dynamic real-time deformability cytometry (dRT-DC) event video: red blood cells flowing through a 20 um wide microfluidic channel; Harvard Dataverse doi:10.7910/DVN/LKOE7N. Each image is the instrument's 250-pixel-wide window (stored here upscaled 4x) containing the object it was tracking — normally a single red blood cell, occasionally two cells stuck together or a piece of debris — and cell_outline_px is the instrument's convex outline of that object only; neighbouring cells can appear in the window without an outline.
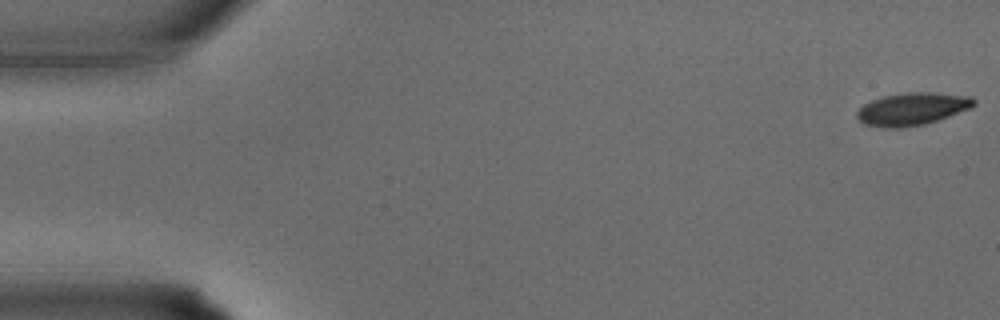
{"species": "common noctule bat (a hibernating species)", "species_latin": "Nyctalus noctula", "temperature_condition": "warm", "stored_images_in_passage": 34, "camera_frame_rate_fps": 3000, "um_per_image_px": 0.085, "animal": {"sex": "male", "body_mass_g": 15.6}, "frame": {"image": 1, "passage_image": 1, "time_ms": 0.0, "image_size_px": [1000, 320], "cell_outline_px": [[976, 104], [968, 108], [948, 116], [924, 124], [900, 128], [888, 128], [864, 124], [856, 116], [856, 112], [864, 104], [872, 100], [884, 96], [908, 92], [932, 92], [972, 96], [976, 100]], "centroid_in_image_um": [77.53, 9.25], "position_along_channel_um": 7.5, "area_um2": 21.96}}
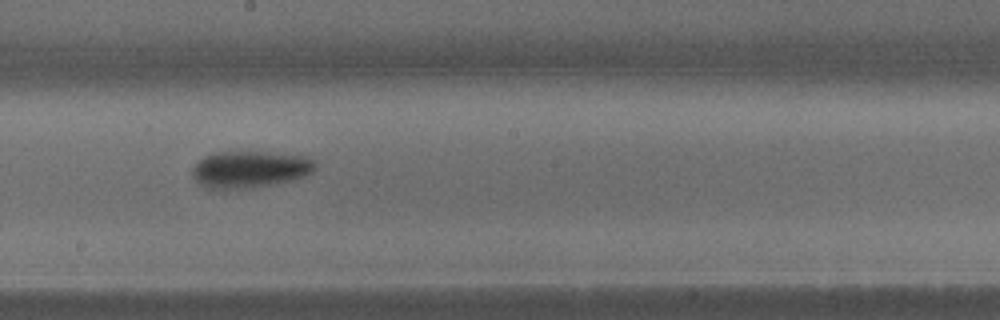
{"frame": {"image": 2, "passage_image": 19, "time_ms": 6.0, "image_size_px": [1000, 320], "cell_outline_px": [[316, 168], [312, 172], [296, 180], [276, 184], [252, 188], [204, 188], [192, 176], [192, 168], [204, 156], [212, 152], [268, 152], [304, 156], [312, 160], [316, 164]], "centroid_in_image_um": [21.25, 14.4], "position_along_channel_um": 227.0, "area_um2": 26.47}}
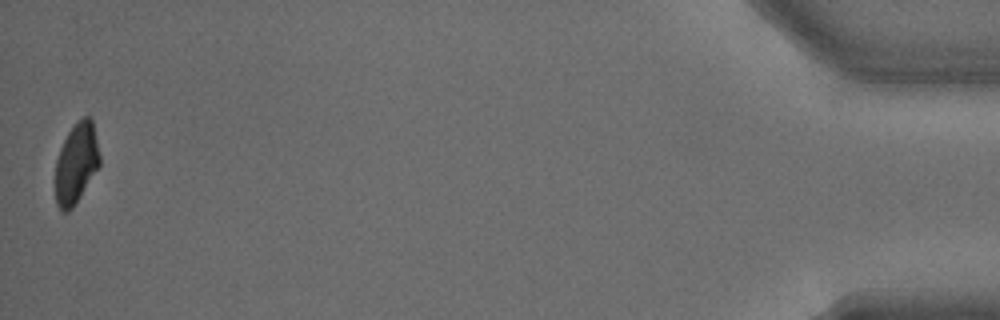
{"frame": {"image": 3, "passage_image": 34, "time_ms": 11.0, "image_size_px": [1000, 320], "cell_outline_px": [[100, 164], [80, 196], [72, 208], [68, 212], [60, 212], [56, 204], [56, 160], [60, 148], [68, 132], [84, 116], [88, 116], [92, 120], [100, 156]], "centroid_in_image_um": [6.47, 13.91], "position_along_channel_um": 428.7, "area_um2": 20.4}}